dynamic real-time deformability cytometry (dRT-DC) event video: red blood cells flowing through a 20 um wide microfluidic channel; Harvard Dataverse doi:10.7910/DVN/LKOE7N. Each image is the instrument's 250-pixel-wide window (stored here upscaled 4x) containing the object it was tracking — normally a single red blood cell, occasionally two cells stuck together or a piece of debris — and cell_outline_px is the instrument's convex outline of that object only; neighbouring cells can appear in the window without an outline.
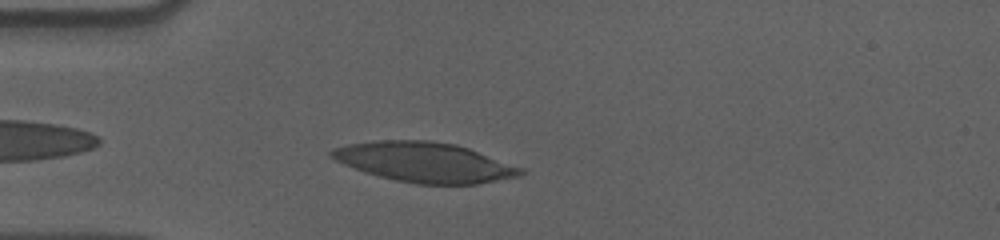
{"species": "human", "species_latin": "Homo sapiens", "temperature_condition": "cold", "stored_images_in_passage": 35, "camera_frame_rate_fps": 3000, "um_per_image_px": 0.085, "donor": {"sex": "male"}, "frame": {"image": 1, "passage_image": 3, "time_ms": 0.667, "image_size_px": [1000, 240], "cell_outline_px": [[524, 172], [520, 176], [476, 184], [416, 184], [396, 180], [364, 172], [344, 164], [328, 156], [328, 152], [332, 148], [348, 144], [376, 140], [428, 140], [456, 144], [468, 148], [524, 168]], "centroid_in_image_um": [36.07, 13.78], "position_along_channel_um": 48.9, "area_um2": 43.93}}
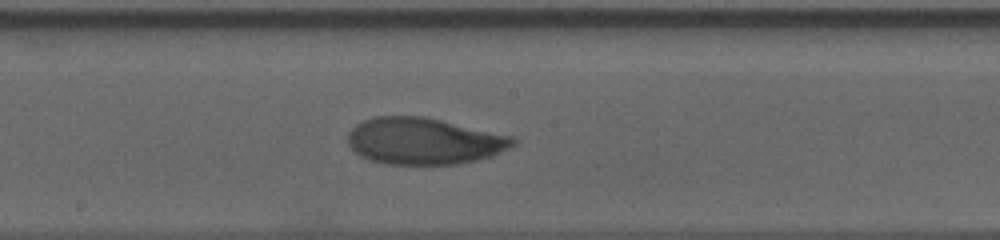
{"frame": {"image": 2, "passage_image": 18, "time_ms": 5.667, "image_size_px": [1000, 240], "cell_outline_px": [[520, 140], [516, 144], [492, 156], [476, 160], [456, 164], [380, 164], [368, 160], [360, 156], [348, 144], [348, 132], [356, 124], [364, 120], [376, 116], [424, 116], [516, 136]], "centroid_in_image_um": [36.07, 11.99], "position_along_channel_um": 212.1, "area_um2": 45.37}}
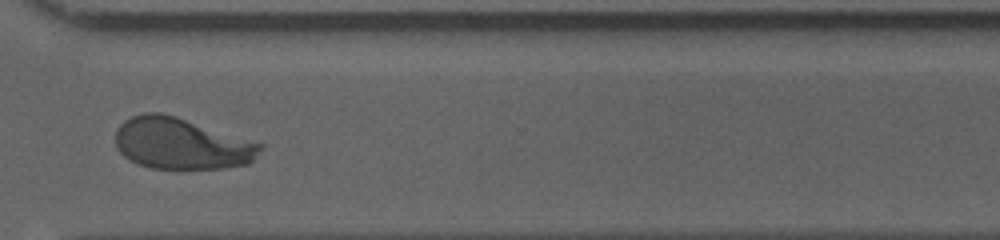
{"frame": {"image": 3, "passage_image": 30, "time_ms": 9.667, "image_size_px": [1000, 240], "cell_outline_px": [[264, 144], [252, 160], [248, 164], [224, 168], [148, 168], [124, 156], [116, 148], [116, 128], [124, 120], [132, 116], [144, 112], [160, 112], [176, 116]], "centroid_in_image_um": [15.39, 12.19], "position_along_channel_um": 355.2, "area_um2": 43.12}, "authors_computed_cell_mechanics": {"area_um2": 44.3904, "velocity_mm_per_s": 3.5782, "shape_relaxation_time_tau1_ms": 5.6095, "shape_relaxation_time_tau2_ms": 1.9921, "deformation_change_tau1": 0.2083, "deformation_change_tau2": 0.0525}}